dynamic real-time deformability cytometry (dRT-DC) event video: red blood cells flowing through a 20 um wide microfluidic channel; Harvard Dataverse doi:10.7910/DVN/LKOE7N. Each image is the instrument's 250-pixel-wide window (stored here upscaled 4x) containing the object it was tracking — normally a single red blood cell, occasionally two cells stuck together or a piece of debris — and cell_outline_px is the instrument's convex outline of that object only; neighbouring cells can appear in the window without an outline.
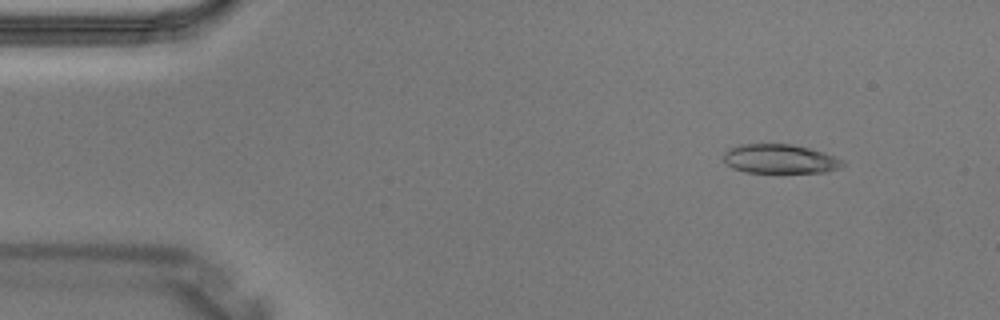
{"species": "Egyptian fruit bat (a non-hibernating species)", "species_latin": "Rousettus aegyptiacus", "temperature_condition": "warm", "stored_images_in_passage": 3, "camera_frame_rate_fps": 3000, "um_per_image_px": 0.085, "animal": {"sex": "male"}, "frame": {"image": 1, "passage_image": 2, "time_ms": 0.333, "image_size_px": [1000, 320], "cell_outline_px": [[844, 164], [840, 168], [824, 172], [744, 172], [732, 168], [724, 160], [724, 152], [728, 148], [740, 144], [792, 144], [824, 152], [844, 160]], "centroid_in_image_um": [66.29, 13.5], "position_along_channel_um": 18.7, "area_um2": 20.23}}
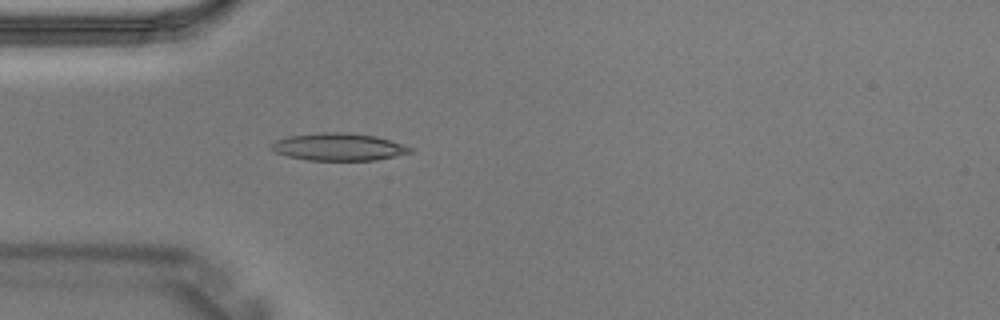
{"frame": {"image": 2, "passage_image": 3, "time_ms": 0.667, "image_size_px": [1000, 320], "cell_outline_px": [[412, 152], [376, 160], [308, 160], [288, 156], [276, 152], [268, 148], [268, 144], [276, 140], [288, 136], [320, 132], [348, 132], [376, 136], [412, 148]], "centroid_in_image_um": [28.7, 12.48], "position_along_channel_um": 56.3, "area_um2": 22.14}}